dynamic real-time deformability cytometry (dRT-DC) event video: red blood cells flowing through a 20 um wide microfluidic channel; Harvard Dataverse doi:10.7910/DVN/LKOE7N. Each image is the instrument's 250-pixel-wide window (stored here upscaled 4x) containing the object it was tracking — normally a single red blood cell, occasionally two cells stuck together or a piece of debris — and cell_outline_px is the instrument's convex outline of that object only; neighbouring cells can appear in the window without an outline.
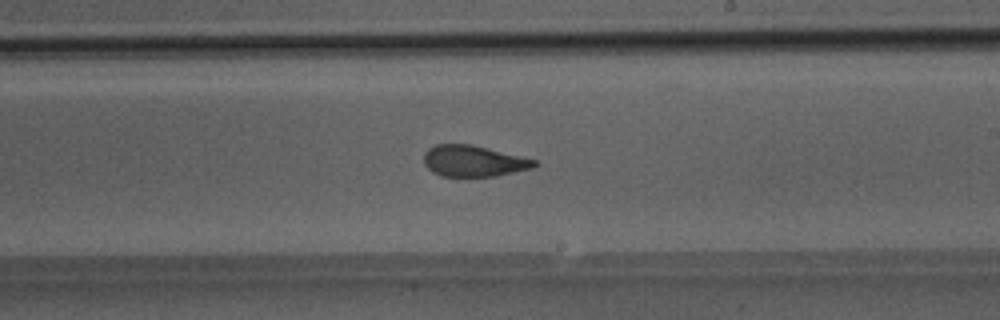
{"species": "Egyptian fruit bat (a non-hibernating species)", "species_latin": "Rousettus aegyptiacus", "temperature_condition": "room temperature", "stored_images_in_passage": 50, "camera_frame_rate_fps": 3000, "um_per_image_px": 0.085, "animal": {"sex": "male"}, "frame": {"image": 1, "passage_image": 29, "time_ms": 9.333, "image_size_px": [1000, 320], "cell_outline_px": [[540, 164], [532, 168], [496, 176], [440, 176], [432, 172], [424, 164], [424, 152], [428, 148], [436, 144], [472, 144], [536, 160]], "centroid_in_image_um": [40.23, 13.68], "position_along_channel_um": 248.8, "area_um2": 20.11}}